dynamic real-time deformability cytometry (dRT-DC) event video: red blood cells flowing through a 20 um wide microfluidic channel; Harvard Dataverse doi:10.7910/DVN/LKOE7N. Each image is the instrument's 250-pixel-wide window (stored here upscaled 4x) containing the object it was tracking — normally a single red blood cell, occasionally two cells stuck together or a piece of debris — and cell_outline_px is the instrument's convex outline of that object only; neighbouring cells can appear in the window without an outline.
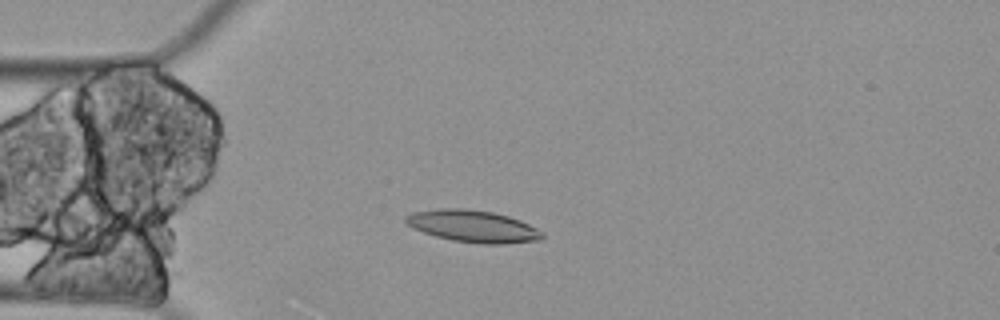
{"species": "Egyptian fruit bat (a non-hibernating species)", "species_latin": "Rousettus aegyptiacus", "temperature_condition": "cold", "stored_images_in_passage": 5, "camera_frame_rate_fps": 3000, "um_per_image_px": 0.085, "animal": {"sex": "female"}, "frame": {"image": 1, "passage_image": 4, "time_ms": 1.0, "image_size_px": [1000, 320], "cell_outline_px": [[544, 236], [540, 240], [504, 244], [480, 244], [452, 240], [436, 236], [412, 228], [404, 220], [404, 216], [412, 212], [436, 208], [464, 208], [492, 212], [508, 216], [520, 220], [544, 232]], "centroid_in_image_um": [40.19, 19.22], "position_along_channel_um": 44.8, "area_um2": 25.61}}